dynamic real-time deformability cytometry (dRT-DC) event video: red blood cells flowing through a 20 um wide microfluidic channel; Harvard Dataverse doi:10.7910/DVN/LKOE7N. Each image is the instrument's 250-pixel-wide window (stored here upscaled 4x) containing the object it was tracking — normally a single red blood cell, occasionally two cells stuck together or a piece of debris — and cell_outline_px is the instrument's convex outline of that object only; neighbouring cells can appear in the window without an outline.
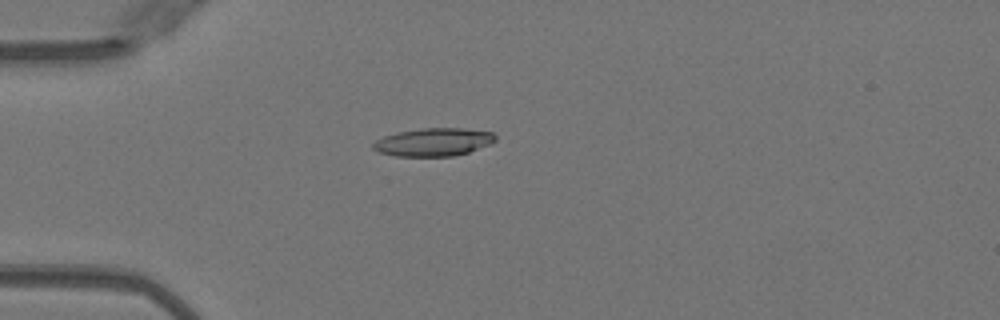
{"species": "Egyptian fruit bat (a non-hibernating species)", "species_latin": "Rousettus aegyptiacus", "temperature_condition": "warm", "stored_images_in_passage": 46, "camera_frame_rate_fps": 3000, "um_per_image_px": 0.085, "animal": {"sex": "female"}, "frame": {"image": 1, "passage_image": 10, "time_ms": 3.0, "image_size_px": [1000, 320], "cell_outline_px": [[496, 140], [492, 144], [468, 152], [452, 156], [396, 156], [380, 152], [372, 148], [372, 144], [376, 140], [384, 136], [396, 132], [420, 128], [460, 128], [492, 132], [496, 136]], "centroid_in_image_um": [36.85, 12.07], "position_along_channel_um": 48.1, "area_um2": 20.0}}
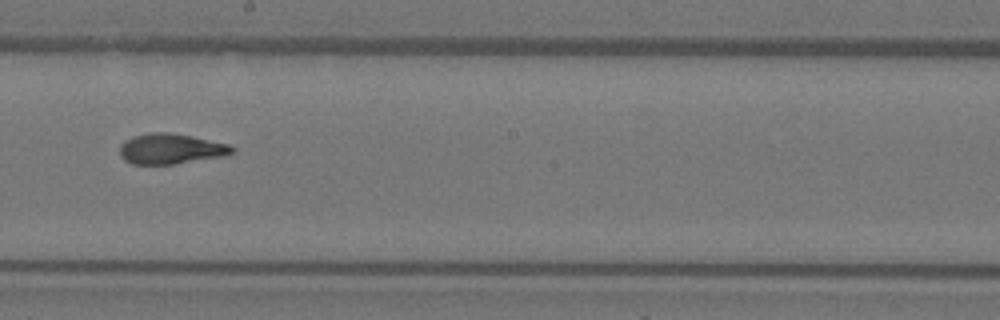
{"frame": {"image": 2, "passage_image": 25, "time_ms": 8.0, "image_size_px": [1000, 320], "cell_outline_px": [[236, 152], [224, 156], [172, 164], [132, 164], [124, 160], [120, 156], [120, 144], [124, 140], [132, 136], [148, 132], [168, 132], [192, 136], [228, 144], [236, 148]], "centroid_in_image_um": [14.5, 12.64], "position_along_channel_um": 233.7, "area_um2": 20.06}}
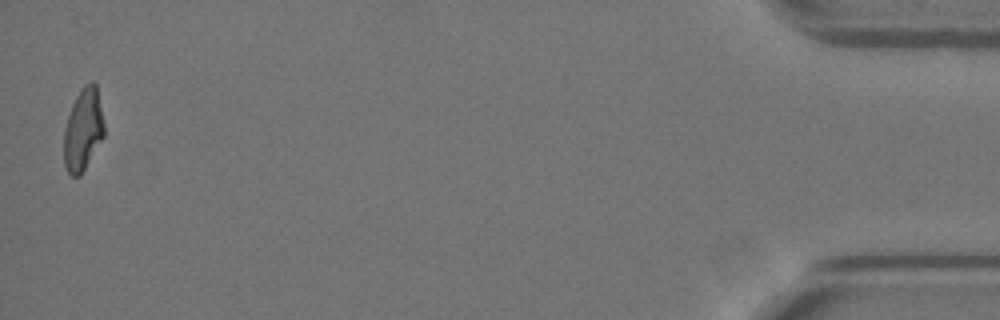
{"frame": {"image": 3, "passage_image": 46, "time_ms": 15.0, "image_size_px": [1000, 320], "cell_outline_px": [[104, 136], [80, 176], [72, 176], [64, 168], [64, 128], [72, 104], [76, 96], [84, 84], [92, 80], [96, 84], [104, 124]], "centroid_in_image_um": [7.05, 11.02], "position_along_channel_um": 428.1, "area_um2": 19.25}, "authors_computed_cell_mechanics": {"area_um2": 19.941, "velocity_mm_per_s": 4.0508, "shape_relaxation_time_tau1_ms": 9.2969, "shape_relaxation_time_tau2_ms": 1.5232, "deformation_change_tau1": 0.3092, "deformation_change_tau2": 0.0947}}